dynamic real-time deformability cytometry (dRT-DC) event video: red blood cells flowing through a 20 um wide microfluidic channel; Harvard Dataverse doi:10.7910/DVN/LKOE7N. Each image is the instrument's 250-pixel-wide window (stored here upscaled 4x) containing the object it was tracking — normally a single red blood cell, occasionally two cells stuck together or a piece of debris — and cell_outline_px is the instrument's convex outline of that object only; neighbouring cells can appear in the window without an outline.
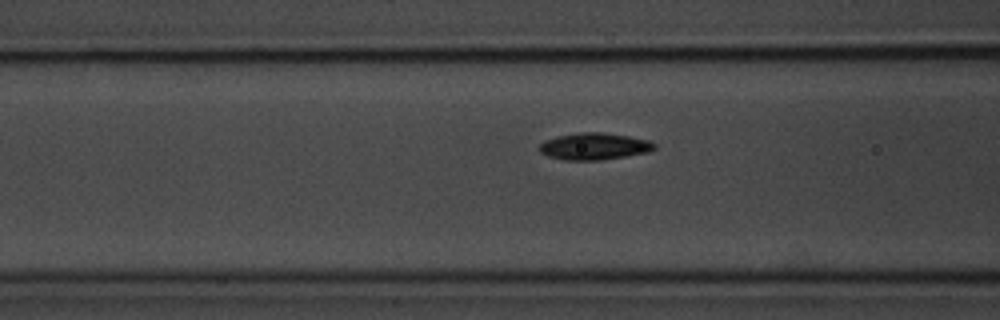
{"species": "common noctule bat (a hibernating species)", "species_latin": "Nyctalus noctula", "temperature_condition": "room temperature", "stored_images_in_passage": 13, "camera_frame_rate_fps": 3000, "um_per_image_px": 0.085, "animal": {"sex": "male", "body_mass_g": 20.1, "forearm_length_mm": 53.5}, "frame": {"image": 1, "passage_image": 11, "time_ms": 3.333, "image_size_px": [1000, 320], "cell_outline_px": [[656, 148], [648, 152], [600, 160], [564, 160], [548, 156], [540, 152], [536, 148], [544, 140], [556, 136], [580, 132], [604, 132], [628, 136], [648, 140], [656, 144]], "centroid_in_image_um": [50.47, 12.43], "position_along_channel_um": 116.1, "area_um2": 18.09}}